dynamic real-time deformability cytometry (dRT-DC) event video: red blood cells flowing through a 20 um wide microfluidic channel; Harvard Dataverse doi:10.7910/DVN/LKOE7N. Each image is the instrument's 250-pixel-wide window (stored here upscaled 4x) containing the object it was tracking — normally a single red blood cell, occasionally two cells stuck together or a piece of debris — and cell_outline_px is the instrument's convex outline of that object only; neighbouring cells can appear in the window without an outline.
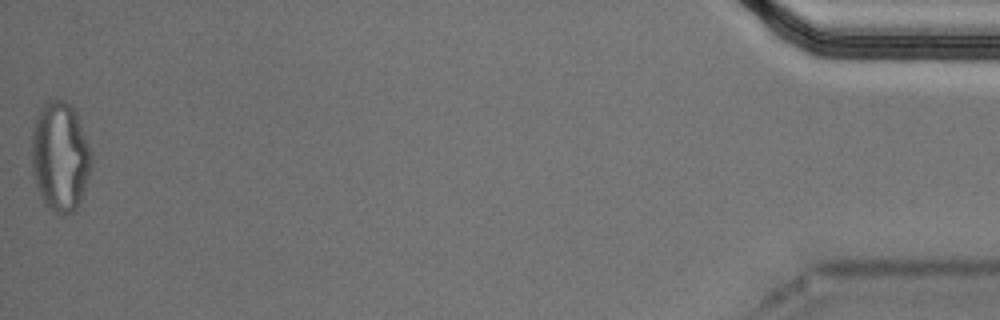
{"species": "Egyptian fruit bat (a non-hibernating species)", "species_latin": "Rousettus aegyptiacus", "temperature_condition": "cold", "stored_images_in_passage": 55, "segment_of_instrument_passage": [2, 2], "camera_frame_rate_fps": 3000, "um_per_image_px": 0.085, "animal": {"sex": "male"}, "frame": {"image": 1, "passage_image": 55, "time_ms": 18.0, "image_size_px": [1000, 320], "cell_outline_px": [[92, 164], [84, 192], [76, 212], [56, 212], [48, 208], [44, 204], [36, 184], [32, 172], [32, 132], [36, 120], [44, 104], [48, 100], [56, 96], [64, 100], [76, 112], [88, 144]], "centroid_in_image_um": [5.11, 13.31], "position_along_channel_um": 430.1, "area_um2": 37.92}}